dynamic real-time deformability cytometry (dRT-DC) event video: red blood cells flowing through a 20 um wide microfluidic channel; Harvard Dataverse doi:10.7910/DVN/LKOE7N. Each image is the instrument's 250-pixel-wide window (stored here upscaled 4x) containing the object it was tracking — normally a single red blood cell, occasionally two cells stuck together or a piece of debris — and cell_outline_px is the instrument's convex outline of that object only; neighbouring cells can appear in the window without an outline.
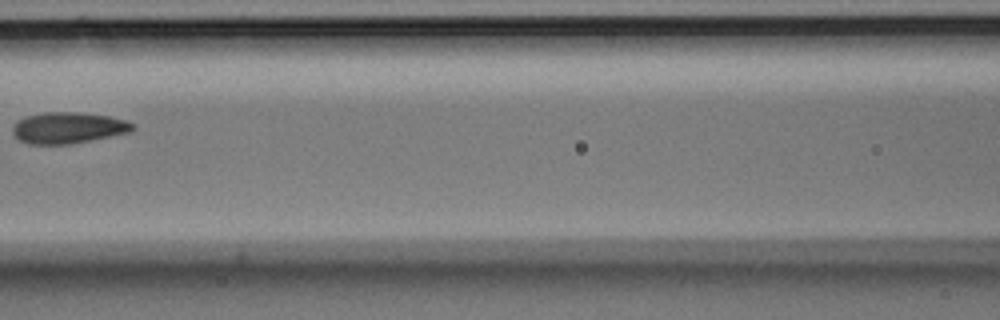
{"species": "Egyptian fruit bat (a non-hibernating species)", "species_latin": "Rousettus aegyptiacus", "temperature_condition": "room temperature", "stored_images_in_passage": 7, "camera_frame_rate_fps": 3000, "um_per_image_px": 0.085, "animal": {"sex": "male"}, "frame": {"image": 1, "passage_image": 7, "time_ms": 8.0, "image_size_px": [1000, 320], "cell_outline_px": [[136, 128], [132, 132], [72, 144], [28, 144], [20, 140], [12, 132], [12, 128], [20, 120], [28, 116], [44, 112], [80, 112], [108, 116], [124, 120], [136, 124]], "centroid_in_image_um": [5.86, 10.87], "position_along_channel_um": 160.7, "area_um2": 21.85}}